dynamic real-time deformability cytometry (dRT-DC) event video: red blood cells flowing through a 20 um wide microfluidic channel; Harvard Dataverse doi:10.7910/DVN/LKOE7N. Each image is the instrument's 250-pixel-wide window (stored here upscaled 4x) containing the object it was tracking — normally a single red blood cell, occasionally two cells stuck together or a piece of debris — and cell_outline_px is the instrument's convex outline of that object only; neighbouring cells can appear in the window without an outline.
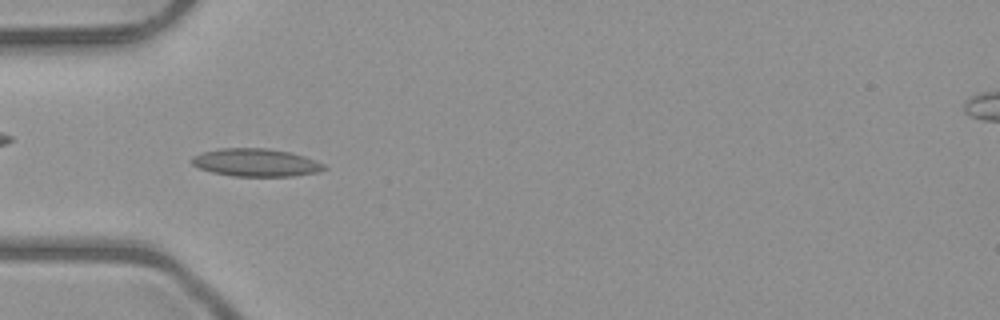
{"species": "common noctule bat (a hibernating species)", "species_latin": "Nyctalus noctula", "temperature_condition": "room temperature", "stored_images_in_passage": 51, "camera_frame_rate_fps": 3000, "um_per_image_px": 0.085, "animal": {"sex": "male", "body_mass_g": 23.1, "forearm_length_mm": 52.7}, "frame": {"image": 1, "passage_image": 16, "time_ms": 5.0, "image_size_px": [1000, 320], "cell_outline_px": [[328, 168], [320, 172], [292, 176], [232, 176], [212, 172], [200, 168], [192, 164], [188, 160], [192, 156], [204, 152], [220, 148], [268, 148], [292, 152], [304, 156], [324, 164]], "centroid_in_image_um": [21.76, 13.81], "position_along_channel_um": 63.2, "area_um2": 21.62}}
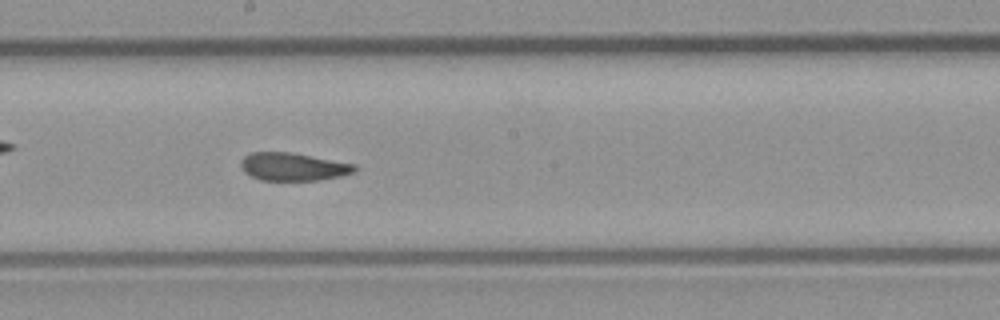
{"frame": {"image": 2, "passage_image": 28, "time_ms": 9.0, "image_size_px": [1000, 320], "cell_outline_px": [[360, 168], [356, 172], [340, 176], [320, 180], [260, 180], [244, 172], [240, 164], [240, 160], [244, 156], [252, 152], [292, 152], [356, 164]], "centroid_in_image_um": [24.95, 14.17], "position_along_channel_um": 223.2, "area_um2": 18.73}}
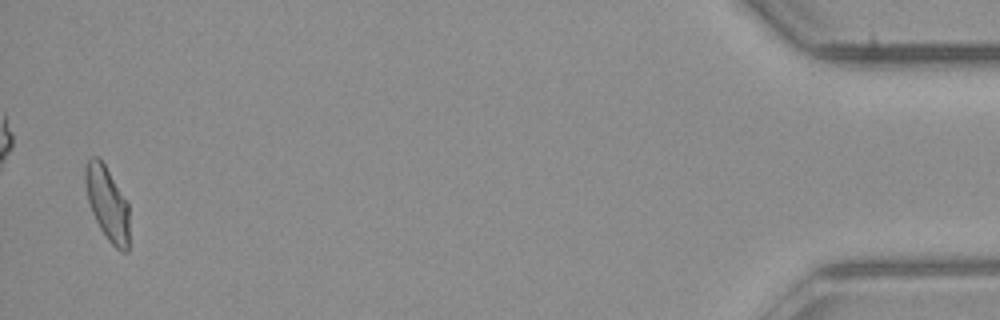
{"frame": {"image": 3, "passage_image": 50, "time_ms": 16.333, "image_size_px": [1000, 320], "cell_outline_px": [[128, 252], [120, 252], [108, 240], [100, 228], [92, 212], [88, 200], [84, 184], [84, 168], [88, 160], [92, 156], [100, 156], [128, 204]], "centroid_in_image_um": [9.1, 17.26], "position_along_channel_um": 426.1, "area_um2": 18.9}, "authors_computed_cell_mechanics": {"area_um2": 19.5942, "velocity_mm_per_s": 4.0141, "shape_relaxation_time_tau1_ms": 11.3919, "shape_relaxation_time_tau2_ms": 0.9883, "deformation_change_tau1": 0.2418, "deformation_change_tau2": 0.0665}}